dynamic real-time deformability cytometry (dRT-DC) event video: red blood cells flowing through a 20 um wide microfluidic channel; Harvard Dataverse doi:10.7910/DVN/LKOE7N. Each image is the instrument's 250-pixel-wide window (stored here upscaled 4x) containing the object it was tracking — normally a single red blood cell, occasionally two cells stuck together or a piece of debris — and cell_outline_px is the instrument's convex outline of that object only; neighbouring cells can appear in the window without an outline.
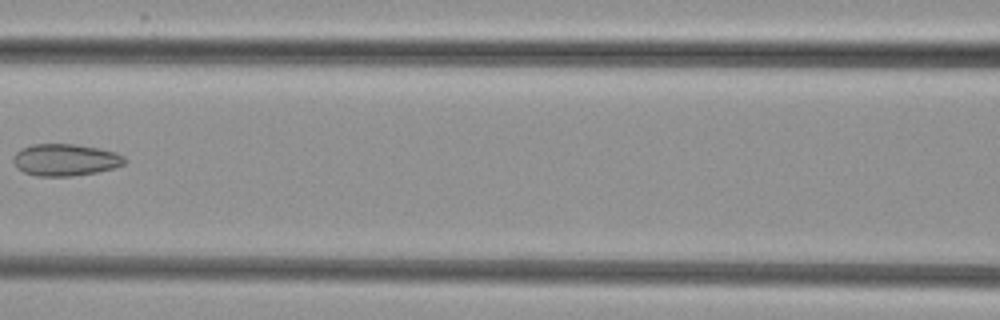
{"species": "common noctule bat (a hibernating species)", "species_latin": "Nyctalus noctula", "temperature_condition": "cold", "stored_images_in_passage": 7, "camera_frame_rate_fps": 3000, "um_per_image_px": 0.085, "animal": {"sex": "female", "body_mass_g": 29.2, "forearm_length_mm": 56.3}, "frame": {"image": 1, "passage_image": 7, "time_ms": 7.667, "image_size_px": [1000, 320], "cell_outline_px": [[128, 160], [124, 164], [116, 168], [96, 172], [72, 176], [36, 176], [24, 172], [12, 160], [12, 156], [20, 148], [32, 144], [76, 144], [100, 148], [116, 152], [124, 156]], "centroid_in_image_um": [5.58, 13.58], "position_along_channel_um": 161.0, "area_um2": 20.92}}